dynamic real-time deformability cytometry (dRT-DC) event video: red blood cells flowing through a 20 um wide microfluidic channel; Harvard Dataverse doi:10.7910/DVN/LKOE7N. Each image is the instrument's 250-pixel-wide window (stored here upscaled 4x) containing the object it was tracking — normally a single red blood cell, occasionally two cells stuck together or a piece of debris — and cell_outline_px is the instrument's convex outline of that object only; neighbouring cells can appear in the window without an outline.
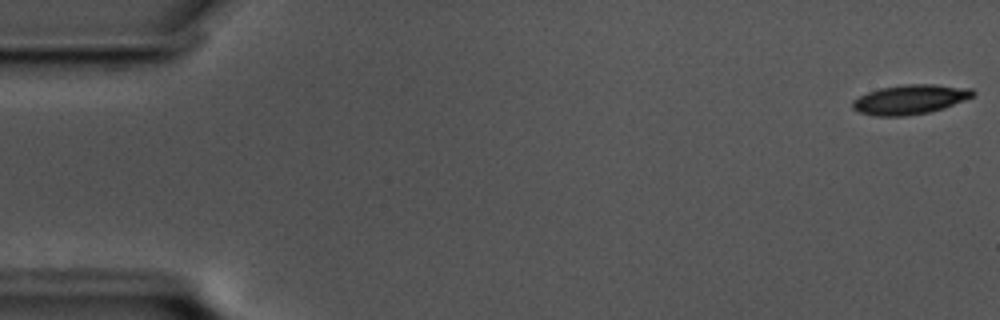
{"species": "common noctule bat (a hibernating species)", "species_latin": "Nyctalus noctula", "temperature_condition": "cold", "stored_images_in_passage": 58, "camera_frame_rate_fps": 3000, "um_per_image_px": 0.085, "animal": {"sex": "male", "body_mass_g": 17.5, "forearm_length_mm": 52.3}, "frame": {"image": 1, "passage_image": 1, "time_ms": 0.0, "image_size_px": [1000, 320], "cell_outline_px": [[976, 92], [972, 96], [944, 108], [932, 112], [908, 116], [876, 116], [860, 112], [852, 108], [852, 100], [868, 92], [880, 88], [904, 84], [936, 84], [972, 88]], "centroid_in_image_um": [77.36, 8.45], "position_along_channel_um": 7.6, "area_um2": 20.81}}
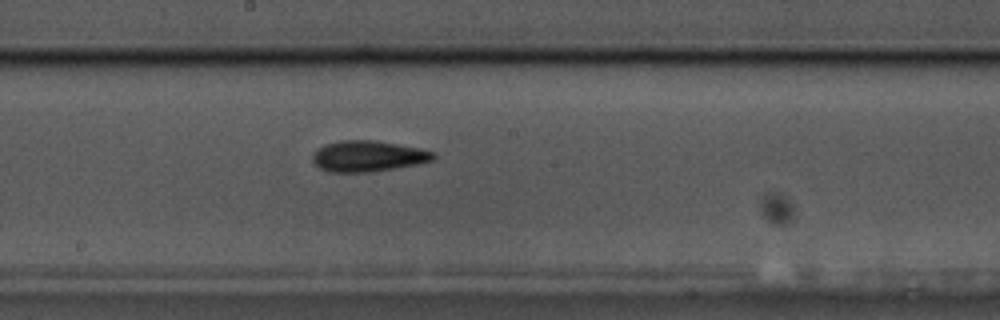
{"frame": {"image": 2, "passage_image": 31, "time_ms": 10.0, "image_size_px": [1000, 320], "cell_outline_px": [[436, 156], [432, 160], [416, 164], [368, 172], [328, 172], [320, 168], [312, 160], [312, 152], [324, 144], [340, 140], [376, 140], [420, 148], [436, 152]], "centroid_in_image_um": [31.25, 13.26], "position_along_channel_um": 217.0, "area_um2": 21.79}}
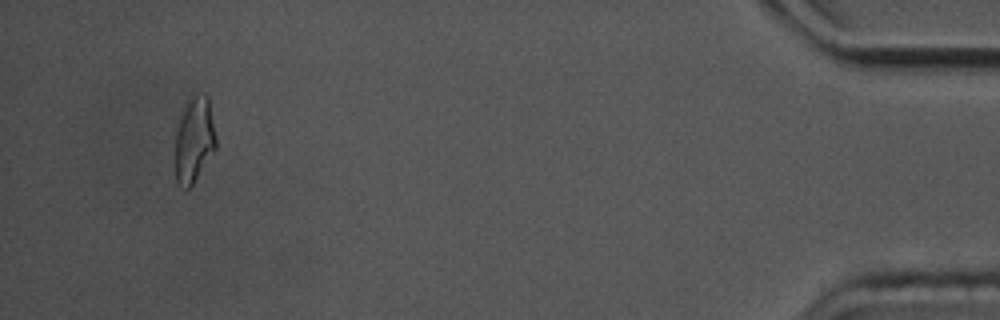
{"frame": {"image": 3, "passage_image": 55, "time_ms": 18.0, "image_size_px": [1000, 320], "cell_outline_px": [[216, 148], [192, 184], [188, 188], [184, 188], [176, 184], [176, 120], [188, 96], [204, 92], [208, 96], [216, 136]], "centroid_in_image_um": [16.48, 11.79], "position_along_channel_um": 418.7, "area_um2": 20.69}, "authors_computed_cell_mechanics": {"area_um2": 20.5479, "velocity_mm_per_s": 3.4614, "shape_relaxation_time_tau1_ms": 3.5557, "shape_relaxation_time_tau2_ms": 6.9148, "deformation_change_tau1": 0.1387, "deformation_change_tau2": 0.1826}}